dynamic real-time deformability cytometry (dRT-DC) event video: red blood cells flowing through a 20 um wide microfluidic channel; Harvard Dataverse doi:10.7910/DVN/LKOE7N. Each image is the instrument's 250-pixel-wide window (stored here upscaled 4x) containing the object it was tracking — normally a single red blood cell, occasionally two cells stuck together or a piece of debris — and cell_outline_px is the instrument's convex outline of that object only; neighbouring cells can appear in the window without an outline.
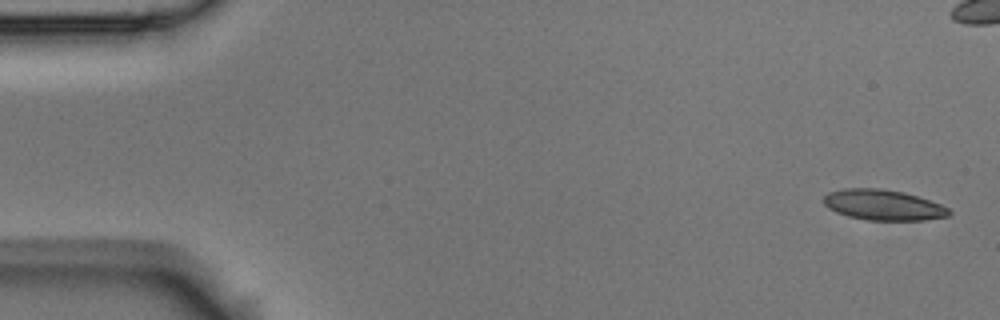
{"species": "Egyptian fruit bat (a non-hibernating species)", "species_latin": "Rousettus aegyptiacus", "temperature_condition": "room temperature", "stored_images_in_passage": 6, "camera_frame_rate_fps": 3000, "um_per_image_px": 0.085, "animal": {"sex": "male"}, "frame": {"image": 1, "passage_image": 1, "time_ms": 0.0, "image_size_px": [1000, 320], "cell_outline_px": [[952, 212], [948, 216], [924, 220], [864, 220], [848, 216], [836, 212], [828, 208], [824, 204], [824, 196], [828, 192], [844, 188], [880, 188], [904, 192], [940, 204], [948, 208]], "centroid_in_image_um": [75.05, 17.42], "position_along_channel_um": 10.0, "area_um2": 22.31}}